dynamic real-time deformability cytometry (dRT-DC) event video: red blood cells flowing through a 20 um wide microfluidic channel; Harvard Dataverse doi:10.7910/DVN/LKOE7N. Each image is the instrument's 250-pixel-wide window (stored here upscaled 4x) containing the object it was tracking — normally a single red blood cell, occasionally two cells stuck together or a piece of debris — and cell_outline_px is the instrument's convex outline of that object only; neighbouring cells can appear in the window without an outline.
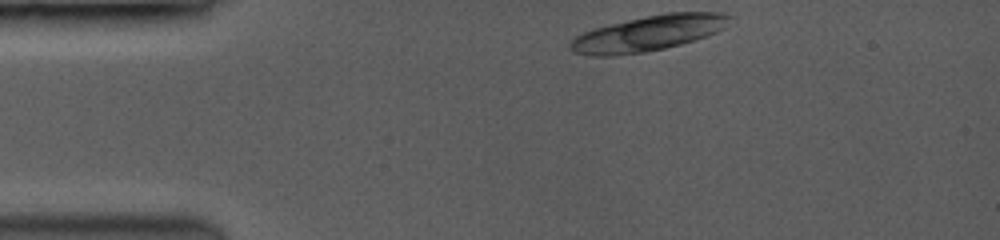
{"species": "common noctule bat (a hibernating species)", "species_latin": "Nyctalus noctula", "temperature_condition": "room temperature", "stored_images_in_passage": 10, "camera_frame_rate_fps": 3500, "um_per_image_px": 0.085, "animal": {"sex": "female", "body_mass_g": 19.0, "forearm_length_mm": 53.3}, "frame": {"image": 1, "passage_image": 1, "time_ms": 0.0, "image_size_px": [1000, 240], "cell_outline_px": [[728, 16], [720, 28], [716, 32], [680, 44], [664, 48], [644, 52], [604, 56], [592, 56], [576, 52], [568, 48], [568, 44], [576, 36], [584, 32], [596, 28], [612, 24], [648, 16], [668, 12], [720, 12]], "centroid_in_image_um": [55.02, 2.84], "position_along_channel_um": 30.0, "area_um2": 31.73}}